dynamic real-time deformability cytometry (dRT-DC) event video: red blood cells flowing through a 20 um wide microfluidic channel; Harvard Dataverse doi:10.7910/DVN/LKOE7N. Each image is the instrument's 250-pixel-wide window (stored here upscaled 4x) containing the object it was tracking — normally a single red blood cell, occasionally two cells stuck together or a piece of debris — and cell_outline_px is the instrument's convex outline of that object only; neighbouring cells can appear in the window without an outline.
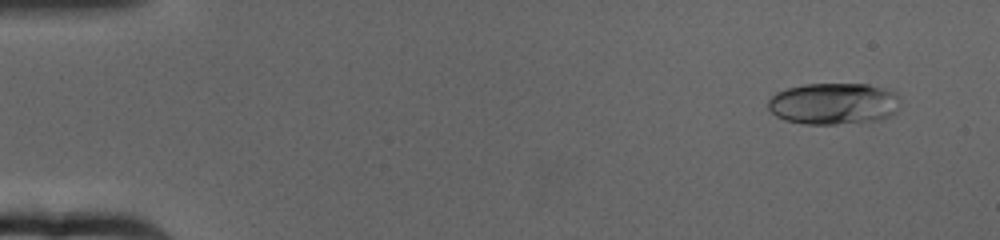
{"species": "human", "species_latin": "Homo sapiens", "temperature_condition": "cold", "stored_images_in_passage": 65, "camera_frame_rate_fps": 3000, "um_per_image_px": 0.085, "donor": {"sex": "female"}, "frame": {"image": 1, "passage_image": 5, "time_ms": 1.333, "image_size_px": [1000, 240], "cell_outline_px": [[900, 104], [896, 112], [892, 116], [880, 120], [860, 124], [804, 124], [784, 120], [776, 116], [768, 108], [768, 100], [776, 92], [788, 88], [804, 84], [868, 84], [888, 88], [896, 92], [900, 96]], "centroid_in_image_um": [70.93, 8.82], "position_along_channel_um": 14.1, "area_um2": 32.89}}
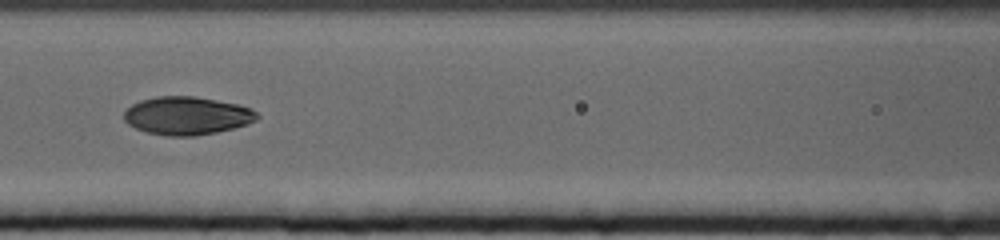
{"frame": {"image": 2, "passage_image": 30, "time_ms": 9.667, "image_size_px": [1000, 240], "cell_outline_px": [[260, 116], [256, 120], [248, 124], [216, 132], [196, 136], [168, 136], [148, 132], [136, 128], [128, 124], [124, 120], [124, 112], [132, 104], [140, 100], [156, 96], [196, 96], [240, 104], [252, 108]], "centroid_in_image_um": [15.91, 9.82], "position_along_channel_um": 150.7, "area_um2": 29.71}}
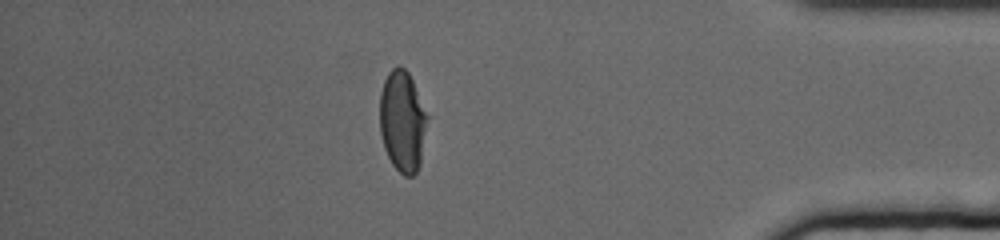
{"frame": {"image": 3, "passage_image": 57, "time_ms": 18.667, "image_size_px": [1000, 240], "cell_outline_px": [[428, 116], [420, 164], [416, 172], [412, 176], [404, 176], [392, 164], [384, 148], [380, 132], [380, 92], [384, 80], [388, 72], [396, 64], [400, 64], [408, 72], [412, 80]], "centroid_in_image_um": [34.19, 10.28], "position_along_channel_um": 401.0, "area_um2": 28.03}, "authors_computed_cell_mechanics": {"area_um2": 29.5358, "velocity_mm_per_s": 3.1492, "shape_relaxation_time_tau1_ms": 4.215, "shape_relaxation_time_tau2_ms": 2.5934, "deformation_change_tau1": 0.1742, "deformation_change_tau2": 0.0475}}